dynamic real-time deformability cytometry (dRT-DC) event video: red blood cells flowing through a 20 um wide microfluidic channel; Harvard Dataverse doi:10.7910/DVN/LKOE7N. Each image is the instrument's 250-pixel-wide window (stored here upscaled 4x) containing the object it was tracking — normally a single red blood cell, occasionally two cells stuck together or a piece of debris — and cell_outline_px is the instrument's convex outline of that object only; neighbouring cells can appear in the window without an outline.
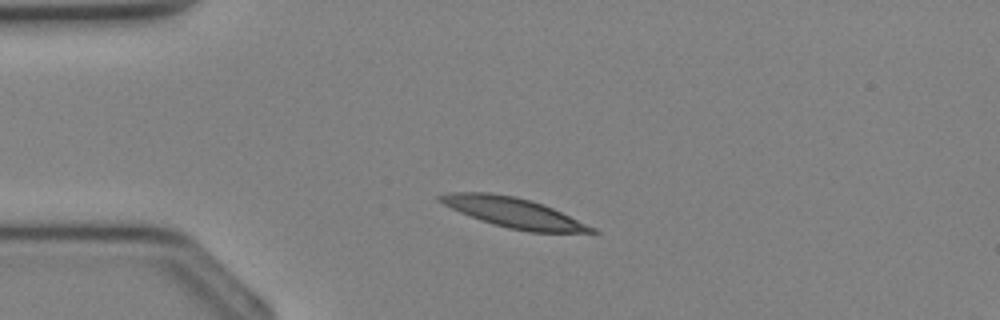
{"species": "Egyptian fruit bat (a non-hibernating species)", "species_latin": "Rousettus aegyptiacus", "temperature_condition": "cold", "stored_images_in_passage": 32, "camera_frame_rate_fps": 3000, "um_per_image_px": 0.085, "animal": {"sex": "female"}, "frame": {"image": 1, "passage_image": 4, "time_ms": 1.0, "image_size_px": [1000, 320], "cell_outline_px": [[600, 232], [528, 232], [508, 228], [492, 224], [480, 220], [460, 212], [436, 200], [436, 196], [448, 192], [488, 192], [516, 196], [544, 204], [596, 228]], "centroid_in_image_um": [43.62, 18.06], "position_along_channel_um": 41.4, "area_um2": 26.41}}
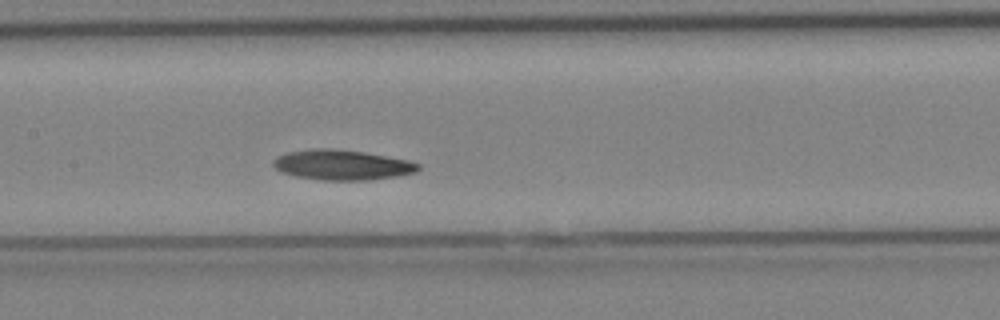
{"frame": {"image": 2, "passage_image": 13, "time_ms": 4.0, "image_size_px": [1000, 320], "cell_outline_px": [[420, 168], [416, 172], [396, 176], [368, 180], [324, 180], [296, 176], [280, 172], [272, 164], [272, 160], [276, 156], [288, 152], [312, 148], [332, 148], [364, 152], [408, 160], [420, 164]], "centroid_in_image_um": [29.04, 14.01], "position_along_channel_um": 178.4, "area_um2": 25.49}}
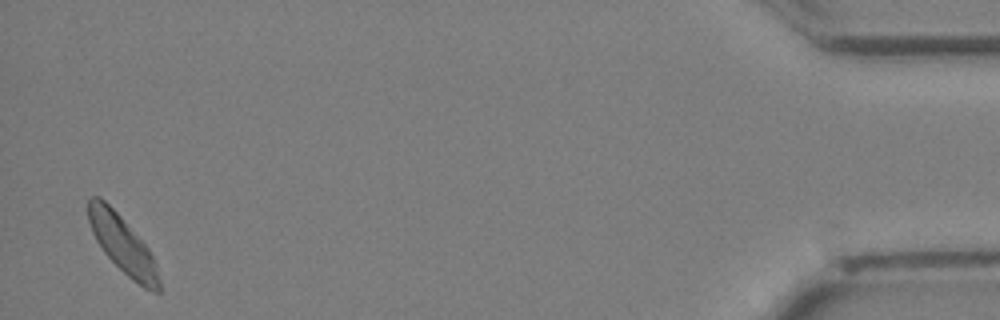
{"frame": {"image": 3, "passage_image": 31, "time_ms": 10.0, "image_size_px": [1000, 320], "cell_outline_px": [[160, 292], [152, 292], [144, 288], [132, 280], [104, 252], [96, 240], [92, 232], [88, 220], [88, 200], [92, 196], [100, 196], [120, 216], [148, 248], [156, 264], [160, 280]], "centroid_in_image_um": [10.42, 20.8], "position_along_channel_um": 424.8, "area_um2": 23.24}}